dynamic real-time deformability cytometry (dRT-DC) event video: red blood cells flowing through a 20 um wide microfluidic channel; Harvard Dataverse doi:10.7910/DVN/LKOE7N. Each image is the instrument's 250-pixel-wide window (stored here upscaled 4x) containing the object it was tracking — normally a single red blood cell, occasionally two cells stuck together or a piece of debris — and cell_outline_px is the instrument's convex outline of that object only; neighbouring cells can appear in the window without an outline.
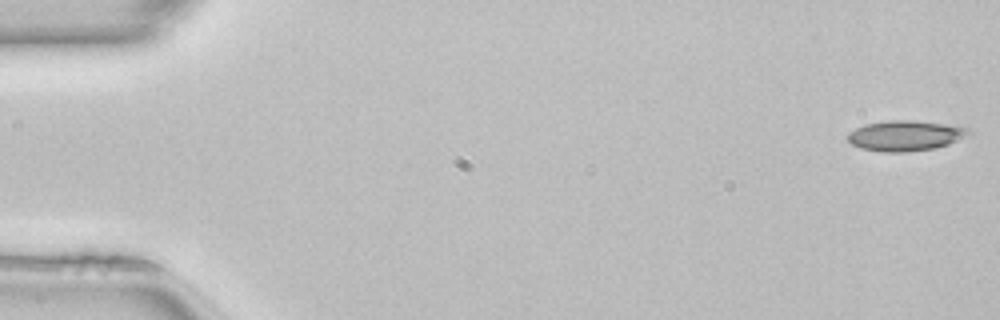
{"species": "common noctule bat (a hibernating species)", "species_latin": "Nyctalus noctula", "temperature_condition": "room temperature", "stored_images_in_passage": 50, "camera_frame_rate_fps": 3000, "um_per_image_px": 0.085, "animal": {"sex": "female", "body_mass_g": 22.7, "forearm_length_mm": 54.2}, "frame": {"image": 1, "passage_image": 1, "time_ms": 0.0, "image_size_px": [1000, 320], "cell_outline_px": [[972, 132], [948, 144], [936, 148], [908, 152], [880, 152], [860, 148], [852, 144], [848, 140], [848, 132], [864, 124], [888, 120], [912, 120], [944, 124], [968, 128]], "centroid_in_image_um": [76.9, 11.54], "position_along_channel_um": 8.1, "area_um2": 21.33}}
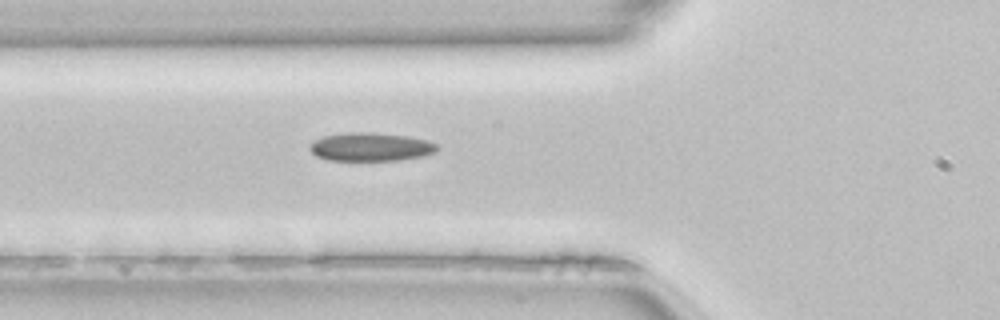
{"frame": {"image": 2, "passage_image": 18, "time_ms": 5.667, "image_size_px": [1000, 320], "cell_outline_px": [[440, 148], [436, 152], [420, 156], [396, 160], [328, 160], [316, 156], [308, 148], [312, 140], [324, 136], [348, 132], [368, 132], [408, 136], [428, 140], [436, 144]], "centroid_in_image_um": [31.48, 12.48], "position_along_channel_um": 94.3, "area_um2": 21.1}}
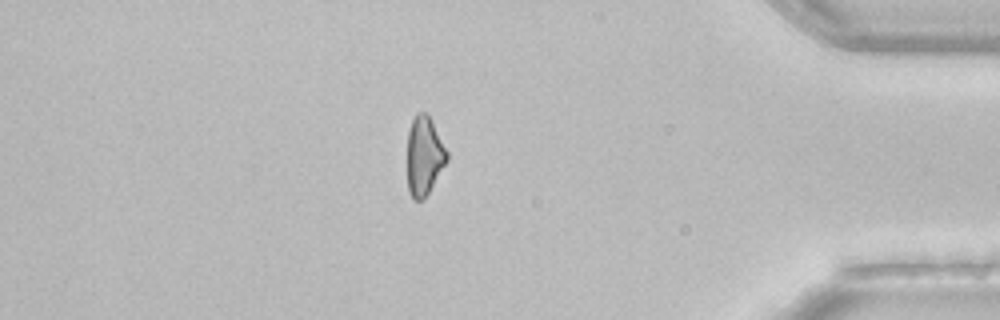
{"frame": {"image": 3, "passage_image": 43, "time_ms": 14.0, "image_size_px": [1000, 320], "cell_outline_px": [[448, 160], [428, 192], [420, 200], [412, 200], [408, 192], [408, 128], [416, 112], [428, 112], [448, 152]], "centroid_in_image_um": [36.05, 13.2], "position_along_channel_um": 399.1, "area_um2": 18.26}, "authors_computed_cell_mechanics": {"area_um2": 20.4901, "velocity_mm_per_s": 4.11, "shape_relaxation_time_tau1_ms": null, "shape_relaxation_time_tau2_ms": 6.2979, "deformation_change_tau1": null, "deformation_change_tau2": 0.1582}}